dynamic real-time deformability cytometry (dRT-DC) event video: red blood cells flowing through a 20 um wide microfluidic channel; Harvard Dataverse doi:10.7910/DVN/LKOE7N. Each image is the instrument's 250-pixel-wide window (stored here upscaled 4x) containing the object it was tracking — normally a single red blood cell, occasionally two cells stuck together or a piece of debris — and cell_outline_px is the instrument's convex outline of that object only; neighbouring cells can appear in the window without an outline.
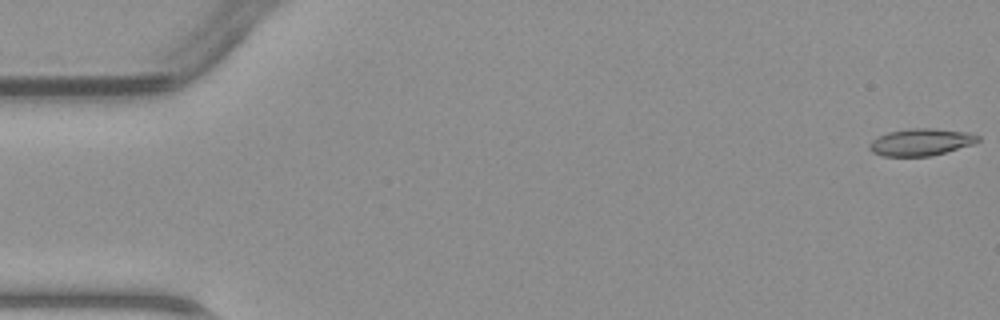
{"species": "common noctule bat (a hibernating species)", "species_latin": "Nyctalus noctula", "temperature_condition": "warm", "stored_images_in_passage": 47, "camera_frame_rate_fps": 3000, "um_per_image_px": 0.085, "animal": {"sex": "male", "body_mass_g": 23.1, "forearm_length_mm": 52.7}, "frame": {"image": 1, "passage_image": 1, "time_ms": 0.0, "image_size_px": [1000, 320], "cell_outline_px": [[980, 140], [976, 144], [928, 156], [884, 156], [872, 152], [868, 148], [868, 144], [872, 140], [888, 132], [912, 128], [932, 128], [968, 132], [980, 136]], "centroid_in_image_um": [78.3, 12.07], "position_along_channel_um": 6.7, "area_um2": 17.11}}
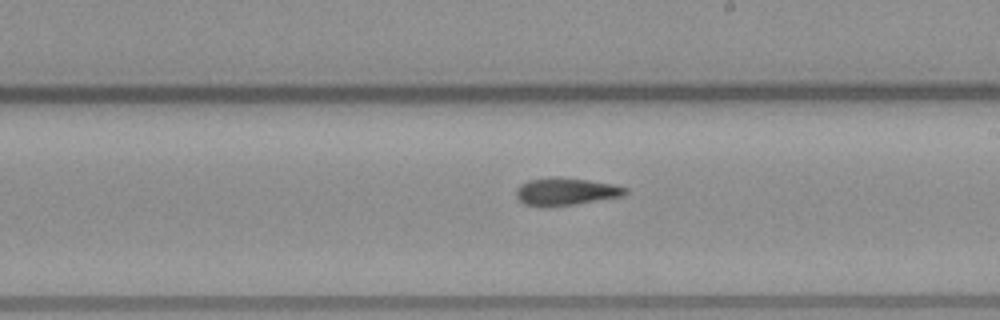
{"frame": {"image": 2, "passage_image": 27, "time_ms": 8.667, "image_size_px": [1000, 320], "cell_outline_px": [[628, 192], [624, 196], [576, 204], [540, 208], [524, 204], [516, 196], [516, 188], [520, 184], [528, 180], [556, 176], [560, 176], [588, 180], [612, 184], [628, 188]], "centroid_in_image_um": [48.07, 16.29], "position_along_channel_um": 240.9, "area_um2": 17.86}}
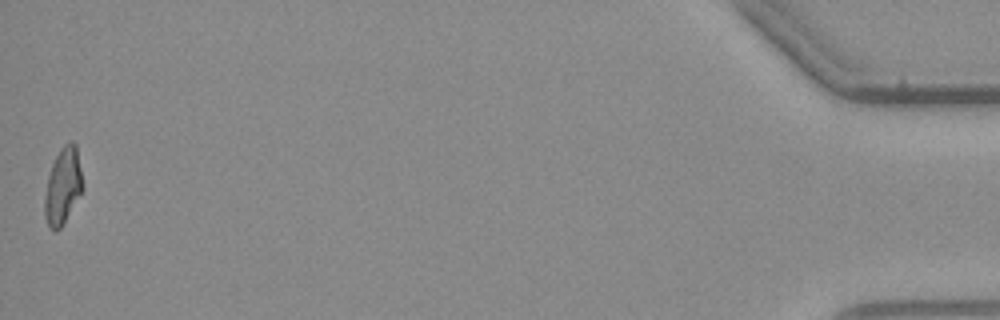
{"frame": {"image": 3, "passage_image": 47, "time_ms": 15.333, "image_size_px": [1000, 320], "cell_outline_px": [[84, 188], [60, 228], [56, 232], [48, 224], [44, 216], [44, 196], [48, 176], [52, 164], [60, 148], [64, 144], [72, 140], [76, 144]], "centroid_in_image_um": [5.34, 15.79], "position_along_channel_um": 429.9, "area_um2": 16.82}}